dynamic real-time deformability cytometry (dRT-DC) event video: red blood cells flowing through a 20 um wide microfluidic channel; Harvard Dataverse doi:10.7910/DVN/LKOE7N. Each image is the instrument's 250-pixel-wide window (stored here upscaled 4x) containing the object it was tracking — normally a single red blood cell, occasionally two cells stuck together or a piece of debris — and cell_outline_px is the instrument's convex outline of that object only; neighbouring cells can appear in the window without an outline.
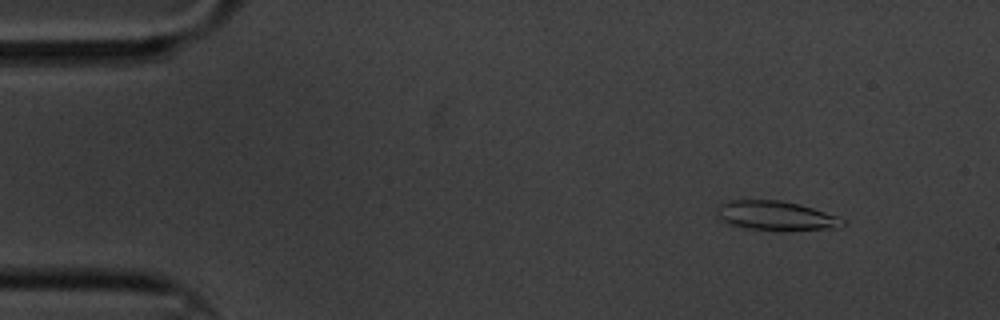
{"species": "common noctule bat (a hibernating species)", "species_latin": "Nyctalus noctula", "temperature_condition": "cold", "stored_images_in_passage": 6, "segment_of_instrument_passage": [1, 2], "camera_frame_rate_fps": 3000, "um_per_image_px": 0.085, "animal": {"sex": "male", "body_mass_g": 20.1, "forearm_length_mm": 53.5}, "frame": {"image": 1, "passage_image": 2, "time_ms": 0.333, "image_size_px": [1000, 320], "cell_outline_px": [[844, 224], [836, 228], [784, 232], [780, 232], [748, 228], [732, 224], [724, 220], [716, 212], [716, 208], [724, 200], [780, 200], [800, 204], [840, 216], [844, 220]], "centroid_in_image_um": [66.01, 18.35], "position_along_channel_um": 19.0, "area_um2": 21.91}}